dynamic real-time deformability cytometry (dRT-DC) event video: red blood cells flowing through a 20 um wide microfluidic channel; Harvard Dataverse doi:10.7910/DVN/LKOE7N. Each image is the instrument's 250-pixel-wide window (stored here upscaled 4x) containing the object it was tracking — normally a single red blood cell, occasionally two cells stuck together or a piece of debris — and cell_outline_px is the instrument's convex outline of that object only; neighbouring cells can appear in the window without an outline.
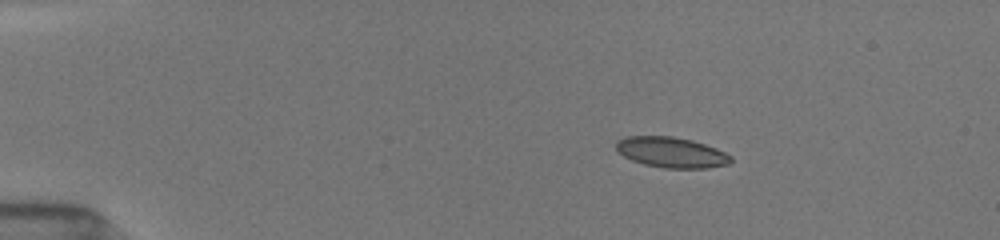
{"species": "common noctule bat (a hibernating species)", "species_latin": "Nyctalus noctula", "temperature_condition": "room temperature", "stored_images_in_passage": 22, "camera_frame_rate_fps": 3000, "um_per_image_px": 0.085, "animal": {"sex": "female", "body_mass_g": 19.5, "forearm_length_mm": 54.1}, "frame": {"image": 1, "passage_image": 9, "time_ms": 2.667, "image_size_px": [1000, 240], "cell_outline_px": [[732, 160], [728, 164], [708, 168], [664, 168], [644, 164], [632, 160], [616, 152], [616, 144], [620, 140], [628, 136], [672, 136], [692, 140], [716, 148], [732, 156]], "centroid_in_image_um": [57.07, 12.95], "position_along_channel_um": 27.9, "area_um2": 20.35}}
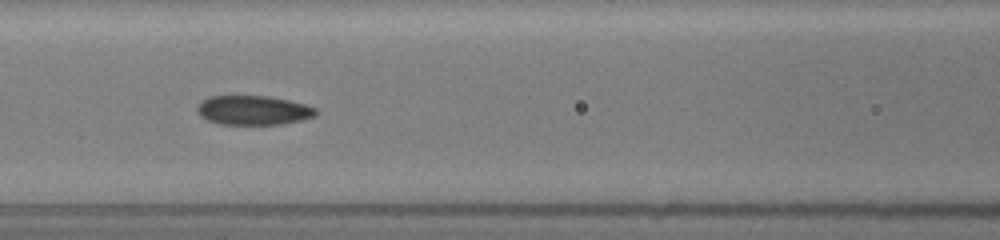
{"frame": {"image": 2, "passage_image": 17, "time_ms": 7.667, "image_size_px": [1000, 240], "cell_outline_px": [[316, 116], [300, 120], [280, 124], [220, 124], [208, 120], [200, 116], [196, 108], [208, 96], [268, 96], [288, 100], [304, 104], [316, 108]], "centroid_in_image_um": [21.53, 9.37], "position_along_channel_um": 145.1, "area_um2": 20.06}}
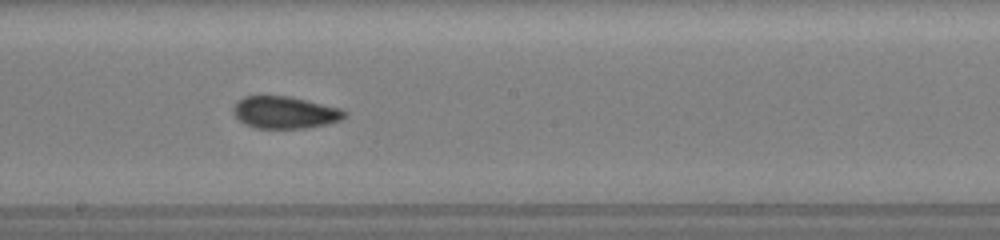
{"frame": {"image": 3, "passage_image": 20, "time_ms": 9.667, "image_size_px": [1000, 240], "cell_outline_px": [[348, 112], [340, 120], [308, 128], [256, 128], [244, 124], [236, 116], [232, 108], [244, 96], [288, 96], [340, 108]], "centroid_in_image_um": [24.21, 9.56], "position_along_channel_um": 224.0, "area_um2": 20.52}}